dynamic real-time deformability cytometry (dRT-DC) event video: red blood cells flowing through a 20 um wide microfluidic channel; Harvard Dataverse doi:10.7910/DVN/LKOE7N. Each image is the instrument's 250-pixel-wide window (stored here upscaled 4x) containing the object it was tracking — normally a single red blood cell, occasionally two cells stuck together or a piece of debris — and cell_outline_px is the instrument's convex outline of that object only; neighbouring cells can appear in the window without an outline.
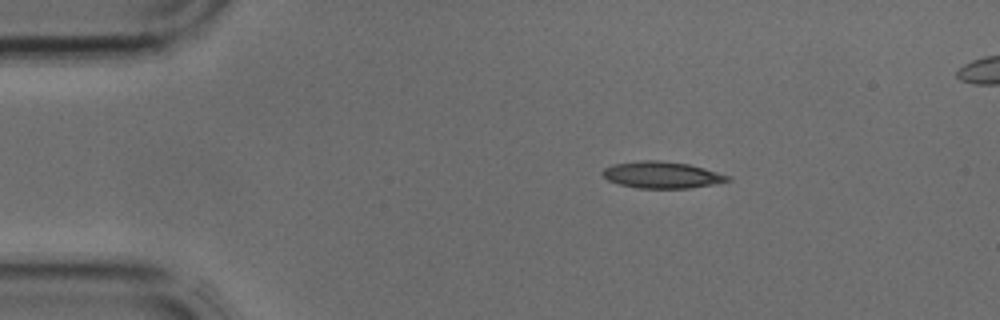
{"species": "common noctule bat (a hibernating species)", "species_latin": "Nyctalus noctula", "temperature_condition": "cold", "stored_images_in_passage": 3, "camera_frame_rate_fps": 3000, "um_per_image_px": 0.085, "animal": {"sex": "male", "body_mass_g": 17.9, "forearm_length_mm": 54.2}, "frame": {"image": 1, "passage_image": 1, "time_ms": 0.0, "image_size_px": [1000, 320], "cell_outline_px": [[732, 180], [712, 184], [688, 188], [640, 188], [620, 184], [608, 180], [600, 172], [604, 168], [612, 164], [640, 160], [656, 160], [688, 164], [704, 168], [732, 176]], "centroid_in_image_um": [56.26, 14.86], "position_along_channel_um": 28.7, "area_um2": 19.36}}